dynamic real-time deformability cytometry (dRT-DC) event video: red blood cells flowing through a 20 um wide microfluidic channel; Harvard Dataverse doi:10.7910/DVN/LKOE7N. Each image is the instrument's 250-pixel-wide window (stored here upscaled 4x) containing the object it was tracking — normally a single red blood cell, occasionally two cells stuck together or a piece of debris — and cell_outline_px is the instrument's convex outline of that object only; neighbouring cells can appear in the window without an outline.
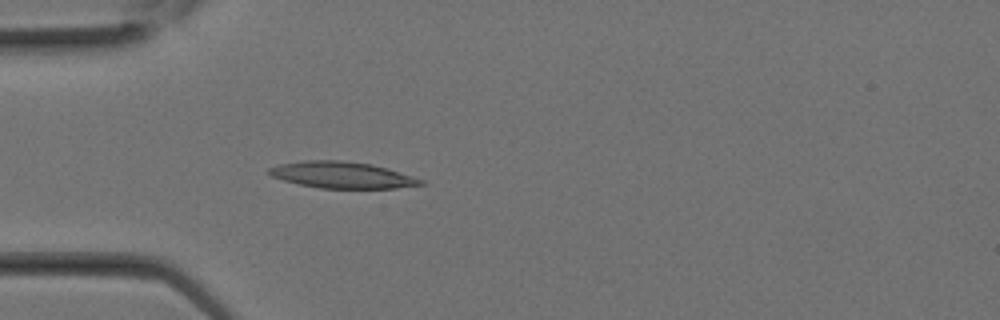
{"species": "Egyptian fruit bat (a non-hibernating species)", "species_latin": "Rousettus aegyptiacus", "temperature_condition": "room temperature", "stored_images_in_passage": 10, "camera_frame_rate_fps": 3000, "um_per_image_px": 0.085, "animal": {"sex": "female"}, "frame": {"image": 1, "passage_image": 8, "time_ms": 2.333, "image_size_px": [1000, 320], "cell_outline_px": [[428, 184], [396, 188], [320, 188], [300, 184], [284, 180], [272, 176], [268, 172], [268, 168], [280, 164], [304, 160], [340, 160], [372, 164], [412, 176], [424, 180]], "centroid_in_image_um": [29.1, 14.87], "position_along_channel_um": 55.9, "area_um2": 23.24}}